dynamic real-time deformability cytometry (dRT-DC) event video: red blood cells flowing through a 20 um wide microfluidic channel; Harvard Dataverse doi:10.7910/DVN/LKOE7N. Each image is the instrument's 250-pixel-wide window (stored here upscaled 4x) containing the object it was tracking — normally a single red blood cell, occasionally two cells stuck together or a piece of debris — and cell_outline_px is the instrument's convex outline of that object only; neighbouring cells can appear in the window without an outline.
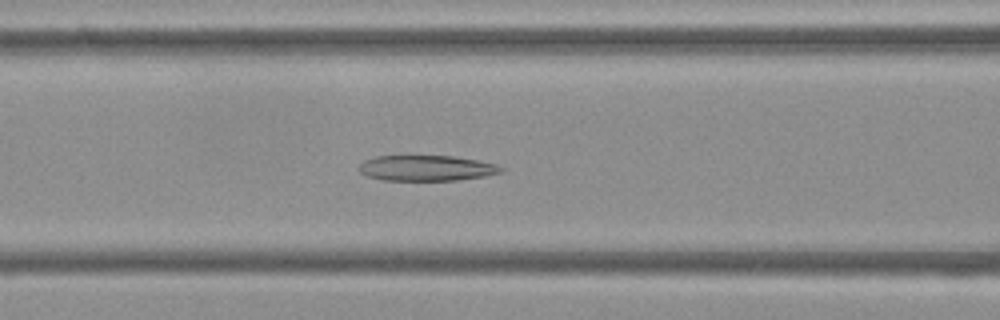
{"species": "Egyptian fruit bat (a non-hibernating species)", "species_latin": "Rousettus aegyptiacus", "temperature_condition": "cold", "stored_images_in_passage": 44, "camera_frame_rate_fps": 3000, "um_per_image_px": 0.085, "frame": {"image": 1, "passage_image": 12, "time_ms": 3.667, "image_size_px": [1000, 320], "cell_outline_px": [[504, 172], [484, 176], [456, 180], [384, 180], [368, 176], [360, 172], [360, 164], [364, 160], [376, 156], [452, 156], [476, 160], [496, 164], [504, 168]], "centroid_in_image_um": [36.27, 14.28], "position_along_channel_um": 130.3, "area_um2": 20.98}}
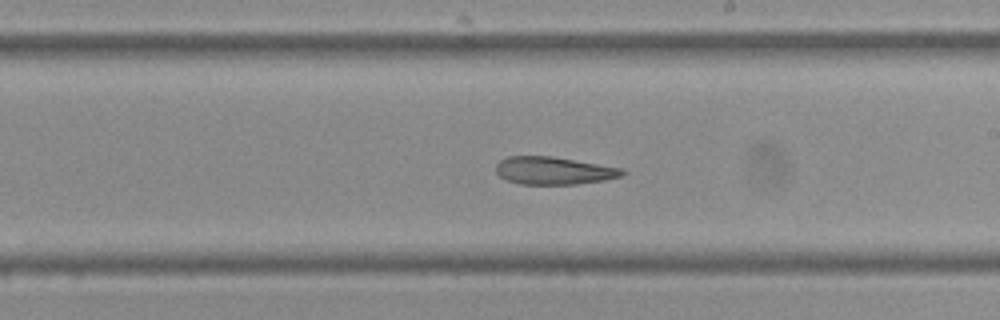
{"frame": {"image": 2, "passage_image": 21, "time_ms": 6.667, "image_size_px": [1000, 320], "cell_outline_px": [[628, 172], [620, 176], [604, 180], [576, 184], [520, 184], [508, 180], [500, 176], [496, 172], [496, 164], [500, 160], [508, 156], [552, 156], [624, 168]], "centroid_in_image_um": [47.09, 14.5], "position_along_channel_um": 241.9, "area_um2": 20.4}}
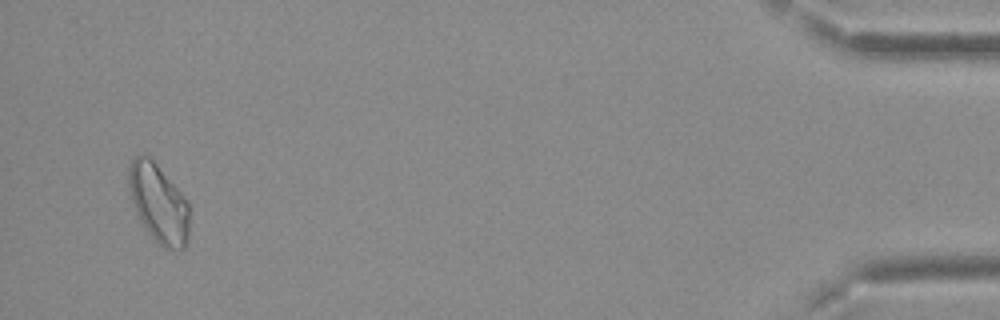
{"frame": {"image": 3, "passage_image": 42, "time_ms": 13.667, "image_size_px": [1000, 320], "cell_outline_px": [[188, 240], [184, 248], [164, 248], [144, 228], [136, 212], [128, 192], [128, 164], [136, 156], [148, 156], [156, 164], [188, 200]], "centroid_in_image_um": [13.45, 17.27], "position_along_channel_um": 421.7, "area_um2": 27.57}, "authors_computed_cell_mechanics": {"area_um2": 22.8599, "velocity_mm_per_s": 3.7262, "shape_relaxation_time_tau1_ms": null, "shape_relaxation_time_tau2_ms": 11.1584, "deformation_change_tau1": null, "deformation_change_tau2": 0.2114}}